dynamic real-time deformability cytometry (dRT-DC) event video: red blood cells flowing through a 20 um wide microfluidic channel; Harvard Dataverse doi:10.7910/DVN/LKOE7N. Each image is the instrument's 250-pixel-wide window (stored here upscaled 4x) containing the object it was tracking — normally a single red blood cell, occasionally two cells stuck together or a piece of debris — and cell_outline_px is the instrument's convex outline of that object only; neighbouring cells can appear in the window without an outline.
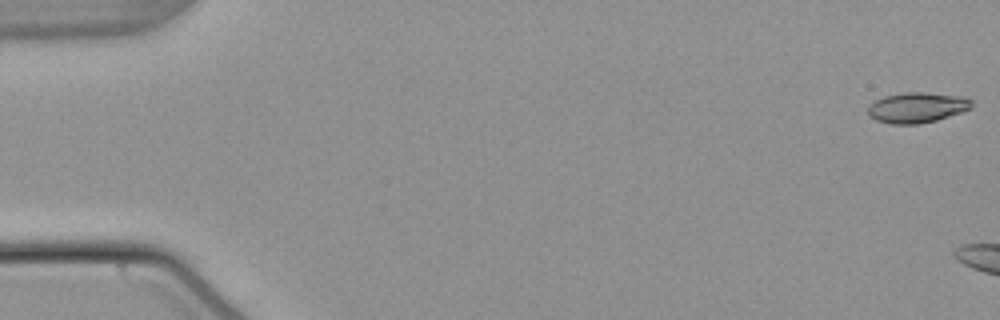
{"species": "common noctule bat (a hibernating species)", "species_latin": "Nyctalus noctula", "temperature_condition": "warm", "stored_images_in_passage": 6, "camera_frame_rate_fps": 3000, "um_per_image_px": 0.085, "animal": {"sex": "male", "body_mass_g": 21.5, "forearm_length_mm": 52.0}, "frame": {"image": 1, "passage_image": 1, "time_ms": 0.0, "image_size_px": [1000, 320], "cell_outline_px": [[972, 108], [936, 120], [920, 124], [892, 124], [876, 120], [868, 116], [868, 108], [876, 100], [884, 96], [904, 92], [924, 92], [964, 96], [972, 100]], "centroid_in_image_um": [77.96, 9.13], "position_along_channel_um": 7.0, "area_um2": 18.38}}